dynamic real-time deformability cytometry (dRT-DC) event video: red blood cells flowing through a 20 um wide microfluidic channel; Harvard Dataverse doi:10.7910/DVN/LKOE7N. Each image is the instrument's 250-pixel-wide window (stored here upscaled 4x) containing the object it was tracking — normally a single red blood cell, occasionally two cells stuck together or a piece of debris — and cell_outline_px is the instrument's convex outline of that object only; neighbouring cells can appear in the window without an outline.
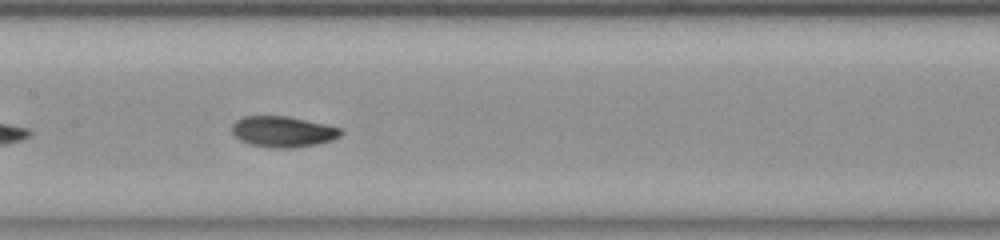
{"species": "common noctule bat (a hibernating species)", "species_latin": "Nyctalus noctula", "temperature_condition": "room temperature", "stored_images_in_passage": 40, "camera_frame_rate_fps": 3000, "um_per_image_px": 0.085, "animal": {"sex": "female", "body_mass_g": 23.0, "forearm_length_mm": 53.4}, "frame": {"image": 1, "passage_image": 12, "time_ms": 3.667, "image_size_px": [1000, 240], "cell_outline_px": [[344, 132], [340, 136], [332, 140], [316, 144], [292, 148], [272, 148], [248, 144], [240, 140], [232, 132], [232, 124], [236, 120], [244, 116], [288, 116], [324, 124], [340, 128]], "centroid_in_image_um": [24.03, 11.19], "position_along_channel_um": 183.4, "area_um2": 19.59}}
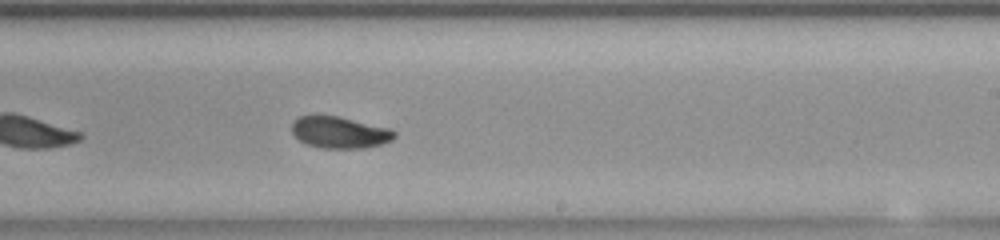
{"frame": {"image": 2, "passage_image": 18, "time_ms": 5.667, "image_size_px": [1000, 240], "cell_outline_px": [[396, 136], [392, 140], [380, 144], [364, 148], [320, 148], [308, 144], [300, 140], [292, 132], [292, 124], [300, 116], [336, 116], [388, 128], [396, 132]], "centroid_in_image_um": [28.88, 11.27], "position_along_channel_um": 260.1, "area_um2": 18.5}, "authors_computed_cell_mechanics": {"area_um2": 19.2474, "velocity_mm_per_s": 3.8588, "shape_relaxation_time_tau1_ms": 4.4146, "shape_relaxation_time_tau2_ms": 2.4882, "deformation_change_tau1": 0.1318, "deformation_change_tau2": 0.0651}}